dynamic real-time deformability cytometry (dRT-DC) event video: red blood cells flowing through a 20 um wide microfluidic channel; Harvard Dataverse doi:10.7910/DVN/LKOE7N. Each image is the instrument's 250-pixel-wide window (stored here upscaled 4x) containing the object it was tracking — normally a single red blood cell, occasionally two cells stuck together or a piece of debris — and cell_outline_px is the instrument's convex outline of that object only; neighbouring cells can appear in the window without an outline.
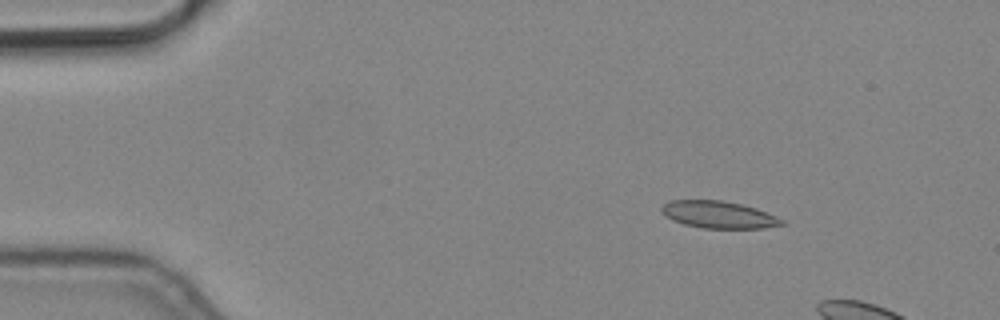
{"species": "common noctule bat (a hibernating species)", "species_latin": "Nyctalus noctula", "temperature_condition": "cold", "stored_images_in_passage": 5, "camera_frame_rate_fps": 3000, "um_per_image_px": 0.085, "animal": {"sex": "male", "body_mass_g": 19.2, "forearm_length_mm": 51.8}, "frame": {"image": 1, "passage_image": 3, "time_ms": 0.667, "image_size_px": [1000, 320], "cell_outline_px": [[788, 224], [764, 228], [704, 228], [684, 224], [672, 220], [660, 208], [668, 200], [720, 200], [740, 204], [756, 208], [776, 216], [784, 220]], "centroid_in_image_um": [61.12, 18.25], "position_along_channel_um": 23.9, "area_um2": 18.9}}